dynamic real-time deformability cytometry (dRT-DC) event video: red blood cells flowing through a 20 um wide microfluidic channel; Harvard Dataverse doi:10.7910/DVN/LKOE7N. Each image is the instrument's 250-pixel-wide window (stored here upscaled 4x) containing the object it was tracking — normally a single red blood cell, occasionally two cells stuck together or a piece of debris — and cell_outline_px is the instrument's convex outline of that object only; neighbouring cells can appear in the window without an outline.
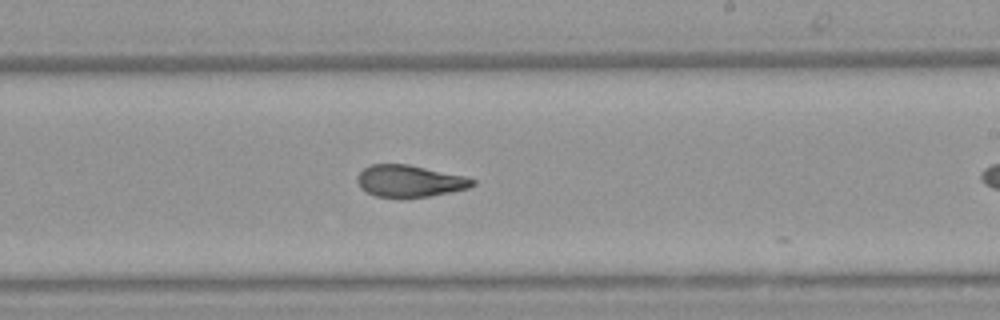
{"species": "Egyptian fruit bat (a non-hibernating species)", "species_latin": "Rousettus aegyptiacus", "temperature_condition": "warm", "stored_images_in_passage": 30, "camera_frame_rate_fps": 3000, "um_per_image_px": 0.085, "animal": {"sex": "female"}, "frame": {"image": 1, "passage_image": 18, "time_ms": 5.667, "image_size_px": [1000, 320], "cell_outline_px": [[476, 184], [468, 188], [452, 192], [428, 196], [400, 200], [376, 196], [360, 188], [356, 180], [360, 172], [364, 168], [372, 164], [408, 164], [464, 176], [476, 180]], "centroid_in_image_um": [34.8, 15.42], "position_along_channel_um": 254.2, "area_um2": 21.79}}
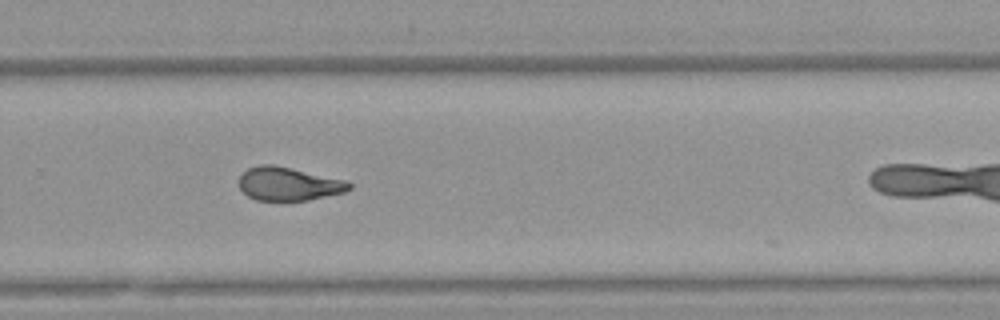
{"frame": {"image": 2, "passage_image": 22, "time_ms": 7.0, "image_size_px": [1000, 320], "cell_outline_px": [[352, 188], [344, 192], [308, 200], [256, 200], [248, 196], [240, 188], [240, 176], [248, 168], [260, 164], [272, 164], [344, 180], [352, 184]], "centroid_in_image_um": [24.51, 15.63], "position_along_channel_um": 305.3, "area_um2": 21.1}}